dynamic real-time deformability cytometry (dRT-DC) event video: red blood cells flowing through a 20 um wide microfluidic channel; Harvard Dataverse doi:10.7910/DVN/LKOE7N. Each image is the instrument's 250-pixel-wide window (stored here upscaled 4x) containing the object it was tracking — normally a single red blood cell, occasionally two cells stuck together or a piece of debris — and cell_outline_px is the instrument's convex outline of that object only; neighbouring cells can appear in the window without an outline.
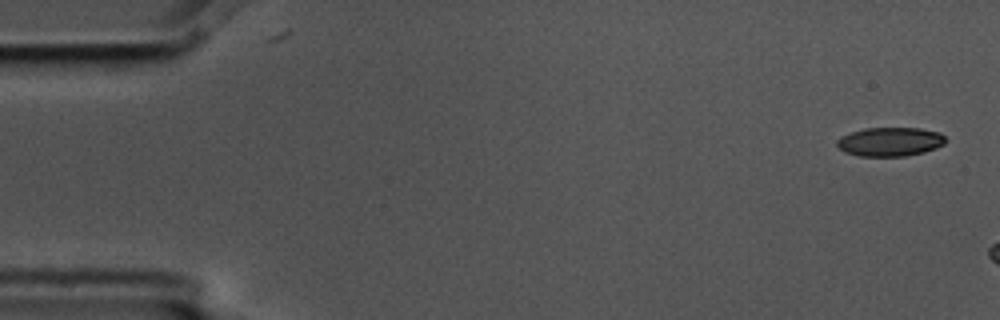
{"species": "common noctule bat (a hibernating species)", "species_latin": "Nyctalus noctula", "temperature_condition": "cold", "stored_images_in_passage": 3, "camera_frame_rate_fps": 3000, "um_per_image_px": 0.085, "animal": {"sex": "male", "body_mass_g": 17.5, "forearm_length_mm": 52.3}, "frame": {"image": 1, "passage_image": 1, "time_ms": 0.0, "image_size_px": [1000, 320], "cell_outline_px": [[948, 140], [944, 144], [936, 148], [924, 152], [904, 156], [860, 156], [844, 152], [836, 144], [836, 140], [840, 136], [864, 128], [920, 128], [940, 132]], "centroid_in_image_um": [75.67, 12.04], "position_along_channel_um": 9.3, "area_um2": 18.44}}